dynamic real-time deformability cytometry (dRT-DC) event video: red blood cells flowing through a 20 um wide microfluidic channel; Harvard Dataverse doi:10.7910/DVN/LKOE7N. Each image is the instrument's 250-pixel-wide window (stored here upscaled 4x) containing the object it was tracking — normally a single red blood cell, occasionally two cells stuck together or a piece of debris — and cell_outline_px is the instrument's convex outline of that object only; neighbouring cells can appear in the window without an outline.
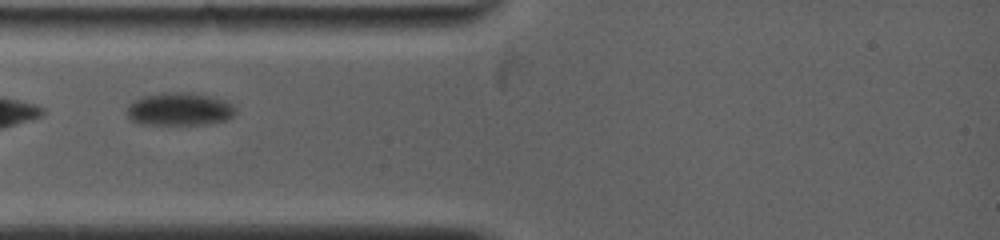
{"species": "common noctule bat (a hibernating species)", "species_latin": "Nyctalus noctula", "temperature_condition": "warm", "stored_images_in_passage": 20, "camera_frame_rate_fps": 5000, "um_per_image_px": 0.085, "animal": {"sex": "female", "body_mass_g": 19.0, "forearm_length_mm": 53.3}, "frame": {"image": 1, "passage_image": 1, "time_ms": 0.0, "image_size_px": [1000, 240], "cell_outline_px": [[236, 112], [228, 120], [208, 124], [140, 124], [132, 120], [128, 116], [128, 104], [144, 96], [164, 92], [188, 92], [212, 96], [224, 100], [232, 104]], "centroid_in_image_um": [15.29, 9.27], "position_along_channel_um": 69.7, "area_um2": 20.81}}
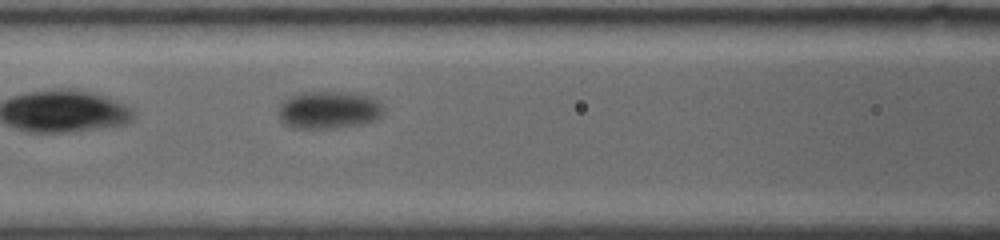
{"frame": {"image": 2, "passage_image": 11, "time_ms": 2.0, "image_size_px": [1000, 240], "cell_outline_px": [[384, 112], [376, 120], [364, 124], [336, 128], [292, 128], [284, 124], [280, 120], [280, 104], [288, 96], [300, 92], [340, 92], [368, 96], [376, 100], [384, 108]], "centroid_in_image_um": [27.93, 9.36], "position_along_channel_um": 138.7, "area_um2": 23.06}}
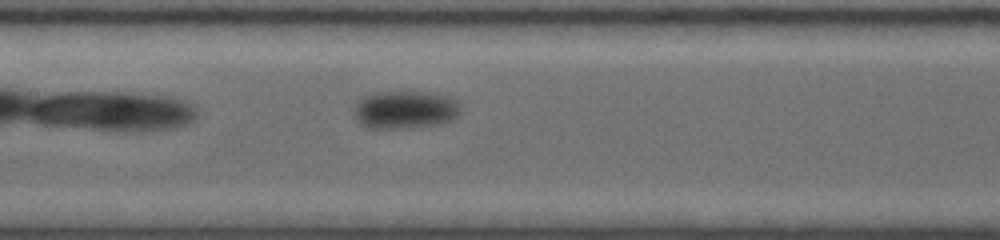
{"frame": {"image": 3, "passage_image": 17, "time_ms": 3.0, "image_size_px": [1000, 240], "cell_outline_px": [[460, 112], [452, 120], [436, 124], [412, 128], [364, 128], [356, 120], [356, 104], [364, 96], [372, 92], [428, 92], [452, 96], [460, 104]], "centroid_in_image_um": [34.46, 9.32], "position_along_channel_um": 172.9, "area_um2": 23.7}}